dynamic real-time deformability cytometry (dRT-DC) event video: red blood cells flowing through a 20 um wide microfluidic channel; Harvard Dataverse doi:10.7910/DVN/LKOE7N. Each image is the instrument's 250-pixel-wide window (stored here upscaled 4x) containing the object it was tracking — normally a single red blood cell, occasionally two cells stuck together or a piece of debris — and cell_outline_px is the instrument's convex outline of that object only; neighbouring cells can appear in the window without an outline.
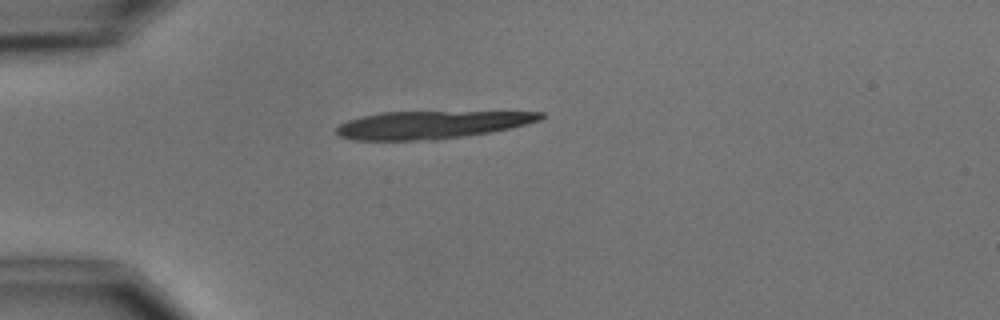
{"species": "common noctule bat (a hibernating species)", "species_latin": "Nyctalus noctula", "temperature_condition": "cold", "stored_images_in_passage": 2, "segment_of_instrument_passage": [1, 2], "camera_frame_rate_fps": 3000, "um_per_image_px": 0.085, "animal": {"sex": "male", "body_mass_g": 15.6}, "frame": {"image": 1, "passage_image": 1, "time_ms": 0.0, "image_size_px": [1000, 320], "cell_outline_px": [[544, 116], [540, 120], [528, 124], [512, 128], [492, 132], [436, 140], [352, 140], [340, 136], [336, 132], [336, 128], [340, 124], [348, 120], [360, 116], [380, 112], [544, 112]], "centroid_in_image_um": [36.66, 10.61], "position_along_channel_um": 48.3, "area_um2": 33.06}}